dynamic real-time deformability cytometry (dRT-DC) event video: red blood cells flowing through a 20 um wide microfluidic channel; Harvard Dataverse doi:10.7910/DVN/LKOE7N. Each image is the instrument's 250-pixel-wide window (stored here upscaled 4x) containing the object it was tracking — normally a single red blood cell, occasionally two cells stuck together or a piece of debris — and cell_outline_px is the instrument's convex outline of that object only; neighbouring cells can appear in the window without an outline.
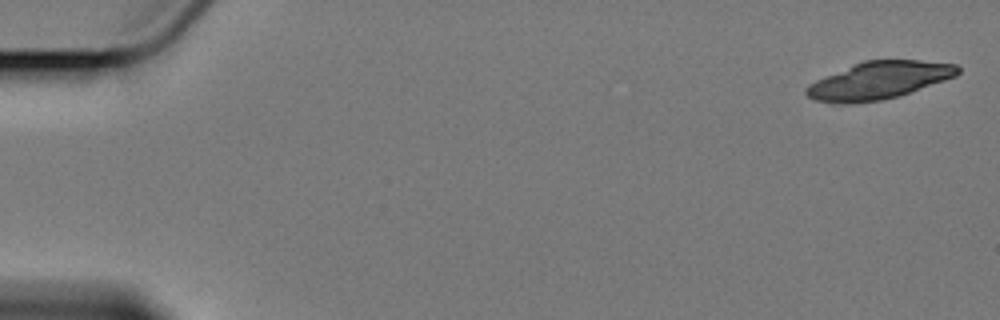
{"species": "Egyptian fruit bat (a non-hibernating species)", "species_latin": "Rousettus aegyptiacus", "temperature_condition": "cold", "stored_images_in_passage": 10, "camera_frame_rate_fps": 3000, "um_per_image_px": 0.085, "animal": {"sex": "female"}, "frame": {"image": 1, "passage_image": 1, "time_ms": 0.0, "image_size_px": [1000, 320], "cell_outline_px": [[960, 72], [956, 76], [900, 96], [884, 100], [852, 104], [832, 104], [816, 100], [808, 96], [804, 92], [804, 88], [808, 84], [816, 80], [864, 60], [920, 60], [956, 64], [960, 68]], "centroid_in_image_um": [74.69, 6.85], "position_along_channel_um": 10.3, "area_um2": 33.23}}
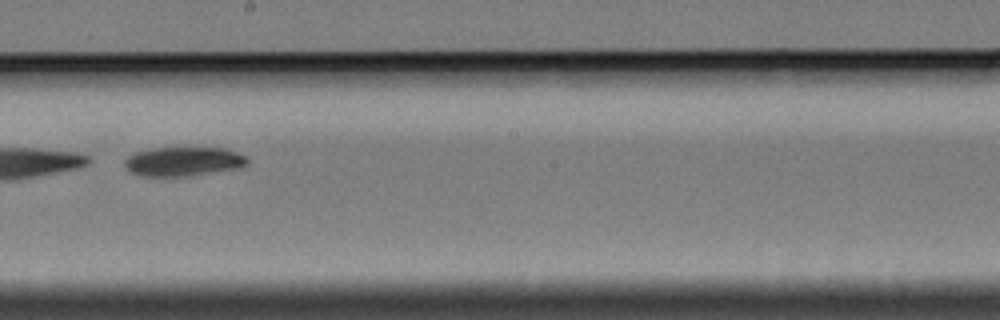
{"frame": {"image": 2, "passage_image": 10, "time_ms": 11.0, "image_size_px": [1000, 320], "cell_outline_px": [[248, 164], [244, 168], [188, 176], [140, 176], [128, 172], [124, 168], [124, 160], [128, 156], [136, 152], [152, 148], [224, 148], [248, 156]], "centroid_in_image_um": [15.6, 13.74], "position_along_channel_um": 232.6, "area_um2": 21.27}}